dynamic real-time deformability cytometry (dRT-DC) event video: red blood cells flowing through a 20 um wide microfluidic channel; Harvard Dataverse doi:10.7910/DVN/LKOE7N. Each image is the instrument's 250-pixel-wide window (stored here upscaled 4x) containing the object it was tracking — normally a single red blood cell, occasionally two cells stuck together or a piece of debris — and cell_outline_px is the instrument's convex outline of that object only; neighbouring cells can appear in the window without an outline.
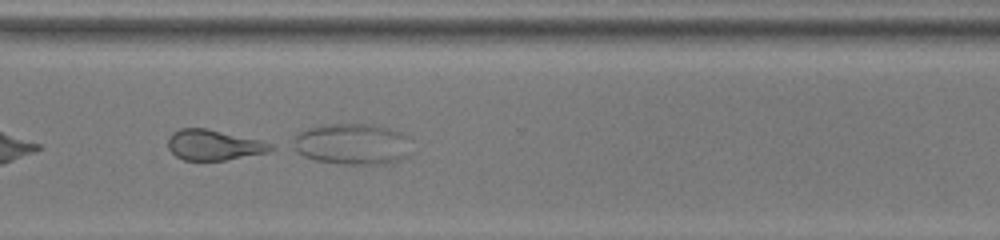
{"species": "common noctule bat (a hibernating species)", "species_latin": "Nyctalus noctula", "temperature_condition": "room temperature", "stored_images_in_passage": 51, "camera_frame_rate_fps": 3000, "um_per_image_px": 0.085, "animal": {"sex": "female", "body_mass_g": 22.0, "forearm_length_mm": 56.7}, "frame": {"image": 1, "passage_image": 41, "time_ms": 13.333, "image_size_px": [1000, 240], "cell_outline_px": [[276, 148], [268, 152], [224, 160], [184, 160], [176, 156], [168, 148], [168, 136], [172, 132], [180, 128], [204, 128], [260, 140], [272, 144]], "centroid_in_image_um": [18.15, 12.32], "position_along_channel_um": 352.5, "area_um2": 18.09}}